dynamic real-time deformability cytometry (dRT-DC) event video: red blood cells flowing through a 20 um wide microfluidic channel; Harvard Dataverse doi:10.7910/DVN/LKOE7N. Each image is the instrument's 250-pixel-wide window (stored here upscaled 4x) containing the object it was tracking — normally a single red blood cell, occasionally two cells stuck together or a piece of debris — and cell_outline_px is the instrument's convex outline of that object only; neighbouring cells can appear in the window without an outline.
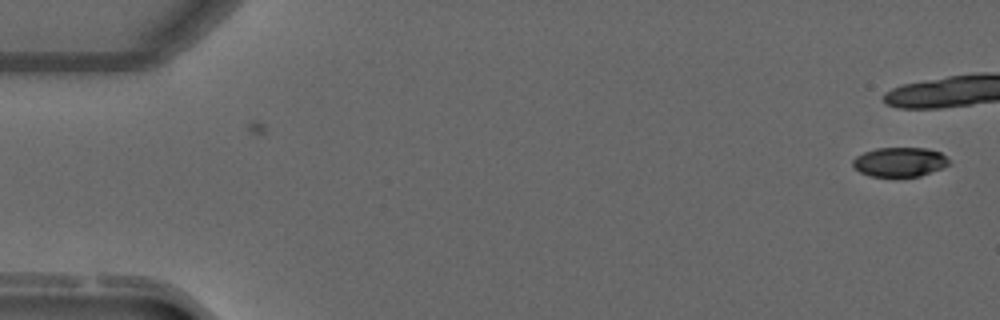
{"species": "common noctule bat (a hibernating species)", "species_latin": "Nyctalus noctula", "temperature_condition": "warm", "stored_images_in_passage": 12, "camera_frame_rate_fps": 3000, "um_per_image_px": 0.085, "animal": {"sex": "male", "forearm_length_mm": 52.5}, "frame": {"image": 1, "passage_image": 1, "time_ms": 0.0, "image_size_px": [1000, 320], "cell_outline_px": [[948, 164], [940, 168], [920, 176], [868, 176], [860, 172], [852, 164], [852, 160], [856, 156], [864, 152], [876, 148], [928, 148], [940, 152], [948, 160]], "centroid_in_image_um": [76.43, 13.76], "position_along_channel_um": 8.6, "area_um2": 16.24}}